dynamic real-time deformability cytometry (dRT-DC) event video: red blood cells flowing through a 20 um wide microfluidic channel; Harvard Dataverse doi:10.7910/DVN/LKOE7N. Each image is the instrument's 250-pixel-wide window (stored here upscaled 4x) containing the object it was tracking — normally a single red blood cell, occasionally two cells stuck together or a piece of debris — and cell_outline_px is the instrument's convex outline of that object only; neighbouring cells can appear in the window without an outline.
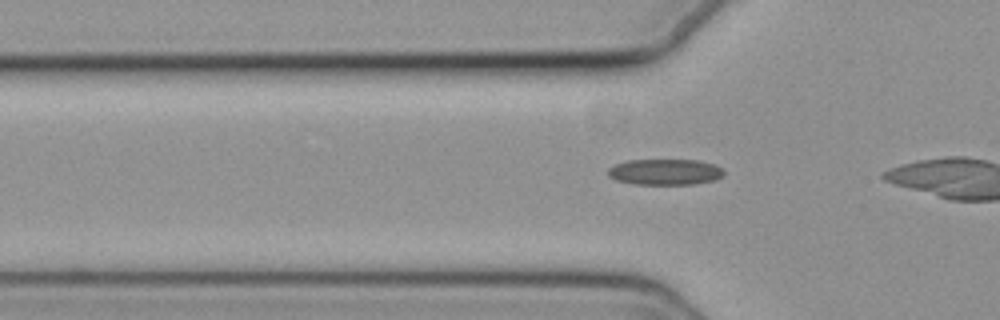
{"species": "common noctule bat (a hibernating species)", "species_latin": "Nyctalus noctula", "temperature_condition": "cold", "stored_images_in_passage": 10, "camera_frame_rate_fps": 3000, "um_per_image_px": 0.085, "animal": {"sex": "female", "body_mass_g": 19.3, "forearm_length_mm": 54.1}, "frame": {"image": 1, "passage_image": 4, "time_ms": 1.0, "image_size_px": [1000, 320], "cell_outline_px": [[724, 176], [712, 180], [692, 184], [632, 184], [616, 180], [608, 176], [608, 168], [616, 164], [628, 160], [700, 160], [716, 164], [724, 172]], "centroid_in_image_um": [56.52, 14.61], "position_along_channel_um": 69.3, "area_um2": 17.51}}
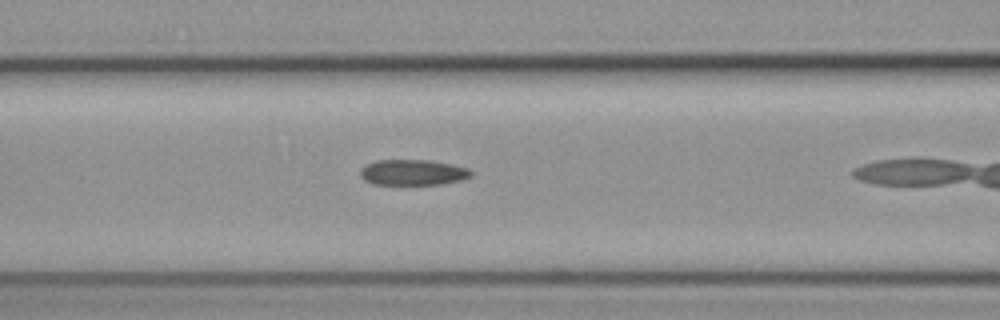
{"frame": {"image": 2, "passage_image": 9, "time_ms": 2.667, "image_size_px": [1000, 320], "cell_outline_px": [[472, 176], [460, 180], [440, 184], [372, 184], [364, 180], [360, 176], [360, 168], [376, 160], [428, 160], [452, 164], [468, 168], [472, 172]], "centroid_in_image_um": [35.08, 14.65], "position_along_channel_um": 131.5, "area_um2": 16.53}}